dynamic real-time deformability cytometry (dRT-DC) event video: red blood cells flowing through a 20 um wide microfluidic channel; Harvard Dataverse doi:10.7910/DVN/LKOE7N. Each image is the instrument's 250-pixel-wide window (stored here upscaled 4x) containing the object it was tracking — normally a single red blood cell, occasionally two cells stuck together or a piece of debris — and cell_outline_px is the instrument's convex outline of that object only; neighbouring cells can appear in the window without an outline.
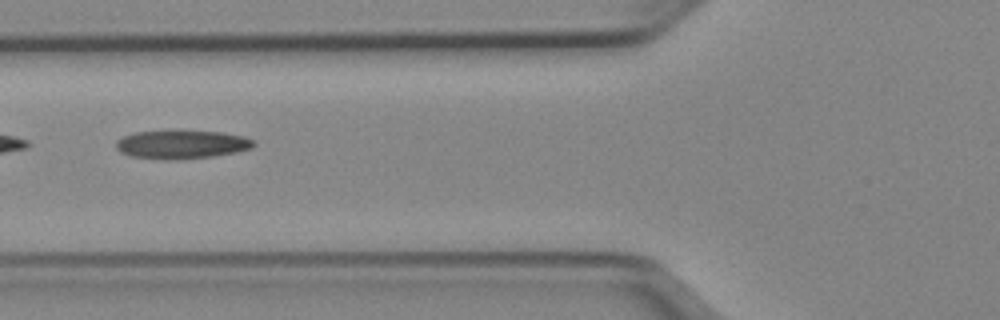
{"species": "Egyptian fruit bat (a non-hibernating species)", "species_latin": "Rousettus aegyptiacus", "temperature_condition": "cold", "stored_images_in_passage": 45, "camera_frame_rate_fps": 3000, "um_per_image_px": 0.085, "animal": {"sex": "female"}, "frame": {"image": 1, "passage_image": 14, "time_ms": 4.333, "image_size_px": [1000, 320], "cell_outline_px": [[256, 144], [252, 148], [236, 152], [212, 156], [176, 160], [164, 160], [132, 156], [120, 152], [116, 148], [116, 140], [124, 136], [136, 132], [220, 132], [244, 136], [256, 140]], "centroid_in_image_um": [15.47, 12.3], "position_along_channel_um": 110.3, "area_um2": 22.54}}
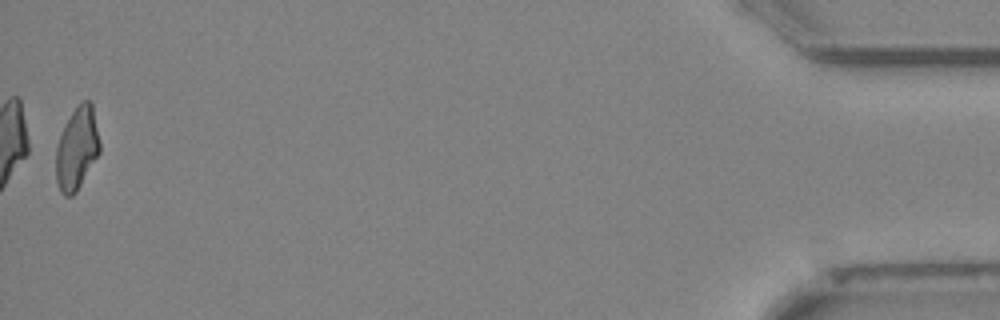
{"frame": {"image": 2, "passage_image": 45, "time_ms": 14.667, "image_size_px": [1000, 320], "cell_outline_px": [[100, 152], [76, 192], [72, 196], [64, 196], [60, 192], [56, 180], [56, 148], [64, 124], [80, 100], [88, 100], [92, 104], [100, 144]], "centroid_in_image_um": [6.53, 12.62], "position_along_channel_um": 428.7, "area_um2": 21.04}, "authors_computed_cell_mechanics": {"area_um2": 22.3686, "velocity_mm_per_s": 3.9825, "shape_relaxation_time_tau1_ms": null, "shape_relaxation_time_tau2_ms": 4.0386, "deformation_change_tau1": null, "deformation_change_tau2": 0.1324}}